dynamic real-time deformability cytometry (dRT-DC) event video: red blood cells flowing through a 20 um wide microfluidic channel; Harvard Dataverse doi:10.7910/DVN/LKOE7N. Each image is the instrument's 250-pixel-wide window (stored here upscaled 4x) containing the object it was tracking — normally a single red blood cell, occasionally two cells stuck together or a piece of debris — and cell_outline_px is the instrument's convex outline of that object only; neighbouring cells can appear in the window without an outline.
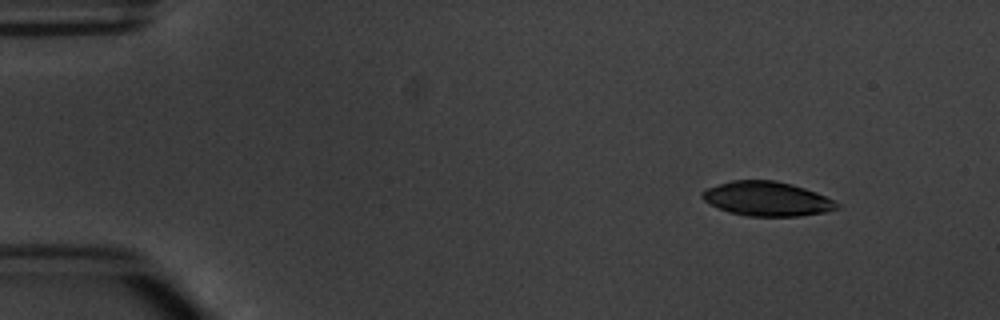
{"species": "common noctule bat (a hibernating species)", "species_latin": "Nyctalus noctula", "temperature_condition": "warm", "stored_images_in_passage": 3, "camera_frame_rate_fps": 3000, "um_per_image_px": 0.085, "animal": {"sex": "male", "body_mass_g": 20.1, "forearm_length_mm": 53.5}, "frame": {"image": 1, "passage_image": 1, "time_ms": 0.0, "image_size_px": [1000, 320], "cell_outline_px": [[840, 208], [828, 212], [800, 216], [744, 216], [728, 212], [708, 204], [700, 196], [700, 192], [704, 188], [732, 180], [776, 180], [792, 184], [816, 192], [836, 200], [840, 204]], "centroid_in_image_um": [65.19, 16.9], "position_along_channel_um": 19.8, "area_um2": 27.51}}